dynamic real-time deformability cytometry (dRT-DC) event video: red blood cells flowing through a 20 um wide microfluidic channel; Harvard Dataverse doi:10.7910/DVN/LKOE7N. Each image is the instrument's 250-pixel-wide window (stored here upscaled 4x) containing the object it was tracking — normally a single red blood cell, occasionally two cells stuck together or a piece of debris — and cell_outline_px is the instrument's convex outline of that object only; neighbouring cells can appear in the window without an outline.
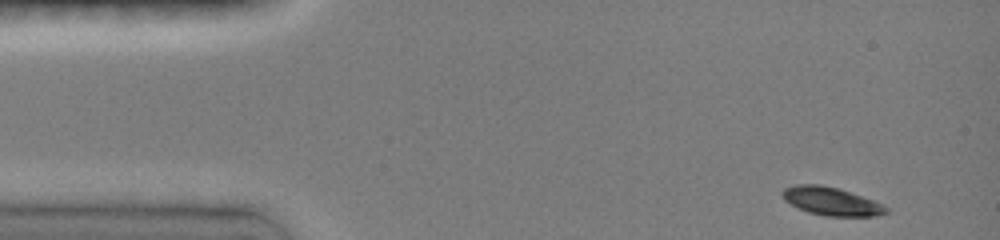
{"species": "common noctule bat (a hibernating species)", "species_latin": "Nyctalus noctula", "temperature_condition": "room temperature", "stored_images_in_passage": 42, "camera_frame_rate_fps": 3000, "um_per_image_px": 0.085, "animal": {"sex": "female", "body_mass_g": 19.0, "forearm_length_mm": 51.5}, "frame": {"image": 1, "passage_image": 1, "time_ms": 0.0, "image_size_px": [1000, 240], "cell_outline_px": [[888, 212], [876, 216], [824, 216], [808, 212], [784, 200], [780, 192], [784, 188], [796, 184], [820, 184], [836, 188], [872, 200], [888, 208]], "centroid_in_image_um": [70.61, 17.11], "position_along_channel_um": 14.4, "area_um2": 16.76}}
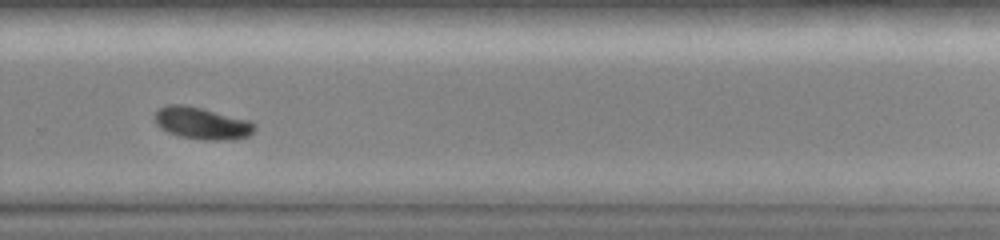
{"frame": {"image": 2, "passage_image": 30, "time_ms": 9.667, "image_size_px": [1000, 240], "cell_outline_px": [[256, 128], [248, 136], [232, 140], [204, 140], [180, 136], [168, 132], [156, 124], [156, 112], [160, 108], [168, 104], [184, 104], [204, 108], [252, 120], [256, 124]], "centroid_in_image_um": [17.23, 10.46], "position_along_channel_um": 312.6, "area_um2": 18.84}}
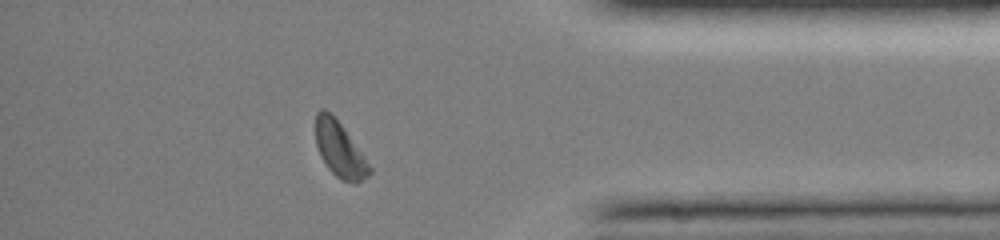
{"frame": {"image": 3, "passage_image": 38, "time_ms": 12.333, "image_size_px": [1000, 240], "cell_outline_px": [[372, 172], [368, 176], [356, 184], [340, 180], [328, 168], [320, 156], [316, 144], [316, 112], [320, 108], [324, 108], [332, 112], [372, 168]], "centroid_in_image_um": [28.86, 12.7], "position_along_channel_um": 406.3, "area_um2": 17.34}, "authors_computed_cell_mechanics": {"area_um2": 18.2648, "velocity_mm_per_s": 4.0426, "shape_relaxation_time_tau1_ms": 1.8312, "shape_relaxation_time_tau2_ms": null, "deformation_change_tau1": 0.1314, "deformation_change_tau2": null}}